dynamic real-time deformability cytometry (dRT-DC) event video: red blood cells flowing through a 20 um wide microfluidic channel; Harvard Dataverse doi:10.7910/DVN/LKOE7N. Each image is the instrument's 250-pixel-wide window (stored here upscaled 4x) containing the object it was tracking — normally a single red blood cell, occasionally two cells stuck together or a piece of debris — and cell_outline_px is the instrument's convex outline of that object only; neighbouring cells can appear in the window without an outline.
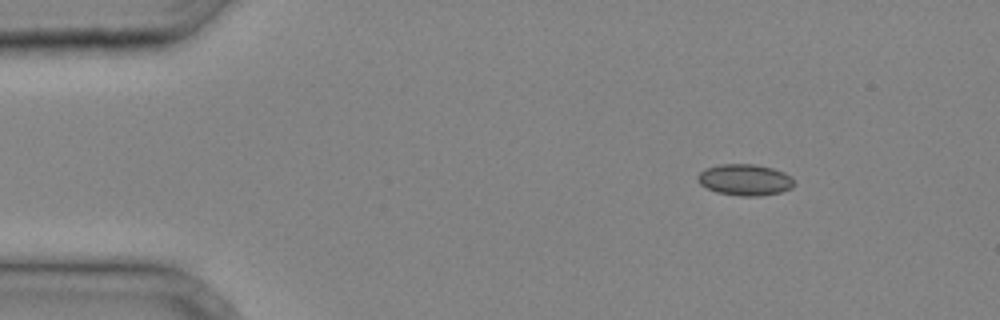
{"species": "common noctule bat (a hibernating species)", "species_latin": "Nyctalus noctula", "temperature_condition": "cold", "stored_images_in_passage": 32, "camera_frame_rate_fps": 3000, "um_per_image_px": 0.085, "animal": {"sex": "male", "body_mass_g": 20.4}, "frame": {"image": 1, "passage_image": 1, "time_ms": 0.0, "image_size_px": [1000, 320], "cell_outline_px": [[792, 188], [780, 192], [760, 196], [740, 196], [716, 192], [700, 184], [696, 180], [696, 176], [700, 172], [708, 168], [720, 164], [756, 164], [772, 168], [784, 172], [792, 176]], "centroid_in_image_um": [63.31, 15.28], "position_along_channel_um": 21.7, "area_um2": 17.57}}
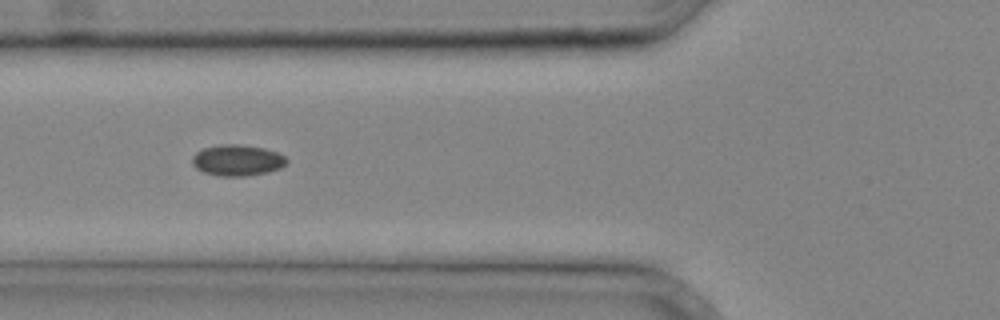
{"frame": {"image": 2, "passage_image": 10, "time_ms": 3.0, "image_size_px": [1000, 320], "cell_outline_px": [[288, 160], [280, 168], [264, 172], [244, 176], [216, 176], [204, 172], [196, 168], [192, 164], [192, 156], [196, 152], [204, 148], [224, 144], [240, 144], [264, 148], [276, 152], [284, 156]], "centroid_in_image_um": [20.13, 13.62], "position_along_channel_um": 105.7, "area_um2": 16.94}}
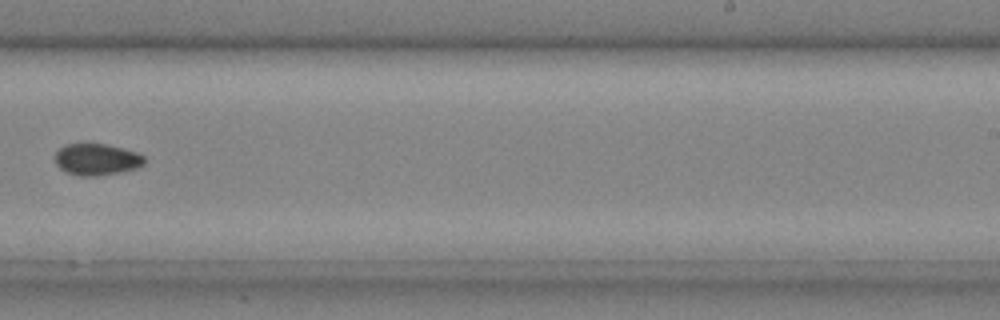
{"frame": {"image": 3, "passage_image": 20, "time_ms": 6.333, "image_size_px": [1000, 320], "cell_outline_px": [[148, 160], [144, 164], [136, 168], [120, 172], [96, 176], [80, 176], [64, 172], [56, 164], [56, 152], [60, 148], [68, 144], [104, 144], [136, 152], [144, 156]], "centroid_in_image_um": [8.23, 13.57], "position_along_channel_um": 280.8, "area_um2": 16.36}}